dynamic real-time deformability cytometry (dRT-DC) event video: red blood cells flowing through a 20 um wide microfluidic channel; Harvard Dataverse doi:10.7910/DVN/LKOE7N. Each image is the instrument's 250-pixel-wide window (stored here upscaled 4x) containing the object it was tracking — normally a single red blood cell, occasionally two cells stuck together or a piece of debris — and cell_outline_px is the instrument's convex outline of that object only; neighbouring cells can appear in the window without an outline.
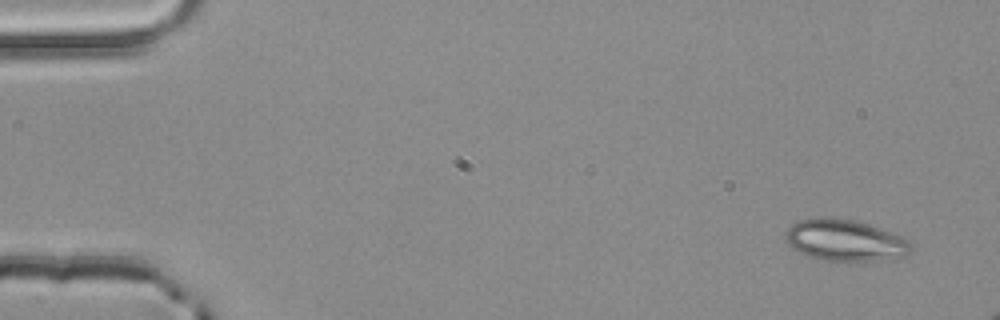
{"species": "common noctule bat (a hibernating species)", "species_latin": "Nyctalus noctula", "temperature_condition": "room temperature", "stored_images_in_passage": 4, "camera_frame_rate_fps": 3000, "um_per_image_px": 0.085, "animal": {"sex": "male", "body_mass_g": 20.4}, "frame": {"image": 1, "passage_image": 1, "time_ms": 0.0, "image_size_px": [1000, 320], "cell_outline_px": [[912, 248], [908, 252], [900, 256], [880, 260], [824, 260], [804, 256], [792, 248], [788, 244], [784, 236], [784, 232], [796, 220], [820, 216], [824, 216], [852, 220], [868, 224], [900, 236], [908, 240], [912, 244]], "centroid_in_image_um": [71.72, 20.4], "position_along_channel_um": 13.3, "area_um2": 30.23}}